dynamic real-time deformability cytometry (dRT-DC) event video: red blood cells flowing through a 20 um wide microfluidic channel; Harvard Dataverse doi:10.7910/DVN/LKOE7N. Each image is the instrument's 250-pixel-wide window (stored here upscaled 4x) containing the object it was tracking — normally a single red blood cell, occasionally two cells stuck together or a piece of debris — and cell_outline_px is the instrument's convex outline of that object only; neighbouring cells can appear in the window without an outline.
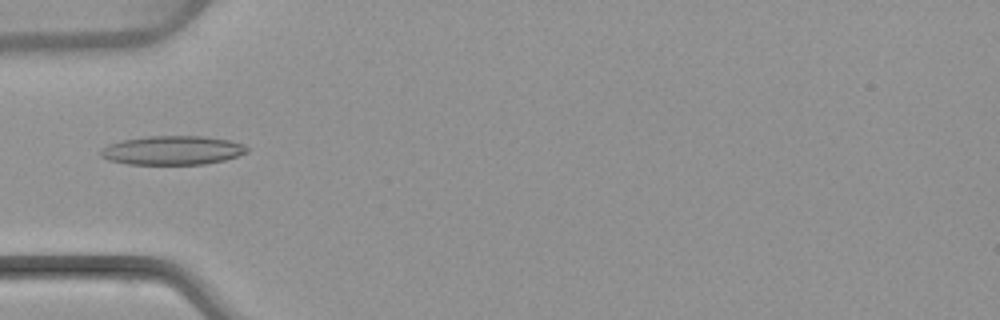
{"species": "common noctule bat (a hibernating species)", "species_latin": "Nyctalus noctula", "temperature_condition": "warm", "stored_images_in_passage": 2, "camera_frame_rate_fps": 3000, "um_per_image_px": 0.085, "animal": {"sex": "female", "body_mass_g": 22.7, "forearm_length_mm": 54.2}, "frame": {"image": 1, "passage_image": 1, "time_ms": 0.0, "image_size_px": [1000, 320], "cell_outline_px": [[248, 152], [224, 160], [204, 164], [128, 164], [108, 160], [100, 156], [100, 148], [108, 144], [120, 140], [148, 136], [204, 136], [228, 140], [244, 144], [248, 148]], "centroid_in_image_um": [14.62, 12.77], "position_along_channel_um": 70.4, "area_um2": 24.8}}
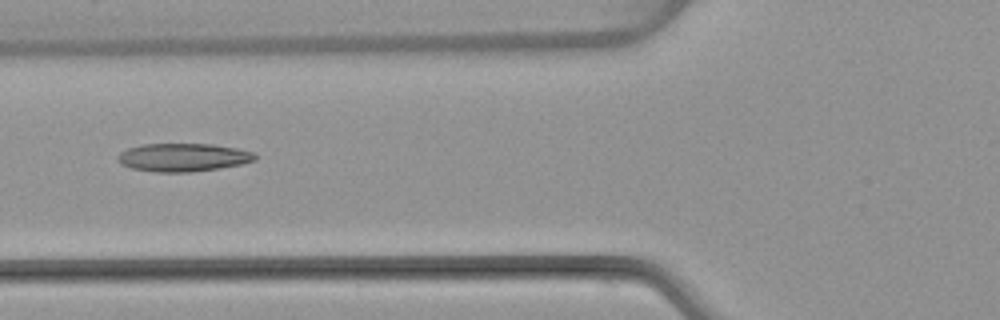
{"frame": {"image": 2, "passage_image": 2, "time_ms": 1.0, "image_size_px": [1000, 320], "cell_outline_px": [[256, 160], [240, 164], [220, 168], [192, 172], [156, 172], [132, 168], [120, 164], [116, 160], [116, 156], [120, 152], [128, 148], [144, 144], [212, 144], [236, 148], [256, 152]], "centroid_in_image_um": [15.55, 13.38], "position_along_channel_um": 110.2, "area_um2": 22.66}}